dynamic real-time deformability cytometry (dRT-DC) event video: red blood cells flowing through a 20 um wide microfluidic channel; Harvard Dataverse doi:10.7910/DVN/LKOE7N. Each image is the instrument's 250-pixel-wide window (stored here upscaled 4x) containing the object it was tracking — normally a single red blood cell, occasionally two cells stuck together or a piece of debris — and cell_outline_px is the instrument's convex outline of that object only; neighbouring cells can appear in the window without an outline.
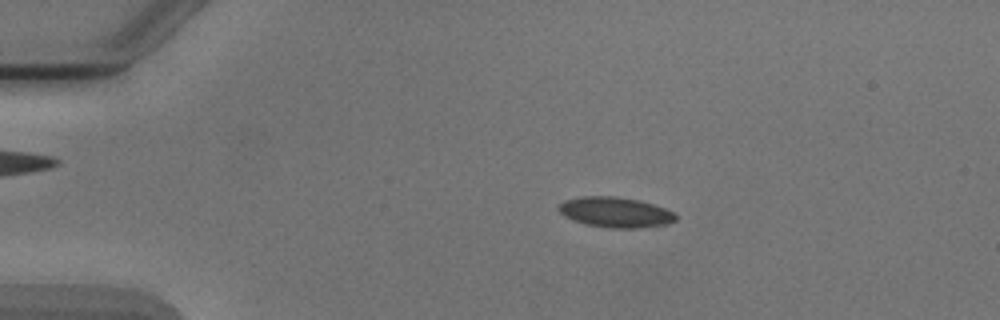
{"species": "Egyptian fruit bat (a non-hibernating species)", "species_latin": "Rousettus aegyptiacus", "temperature_condition": "cold", "stored_images_in_passage": 40, "camera_frame_rate_fps": 3000, "um_per_image_px": 0.085, "animal": {"sex": "male"}, "frame": {"image": 1, "passage_image": 10, "time_ms": 3.0, "image_size_px": [1000, 320], "cell_outline_px": [[676, 220], [668, 224], [636, 228], [608, 228], [584, 224], [572, 220], [564, 216], [556, 208], [564, 200], [580, 196], [616, 196], [640, 200], [664, 208], [672, 212], [676, 216]], "centroid_in_image_um": [52.26, 18.04], "position_along_channel_um": 32.7, "area_um2": 20.81}}
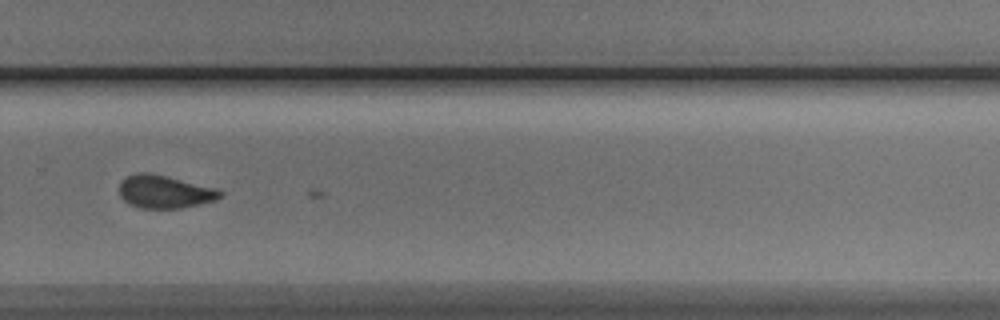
{"frame": {"image": 2, "passage_image": 36, "time_ms": 11.667, "image_size_px": [1000, 320], "cell_outline_px": [[224, 196], [216, 200], [200, 204], [180, 208], [140, 208], [128, 204], [120, 196], [120, 180], [136, 172], [152, 172], [216, 188], [224, 192]], "centroid_in_image_um": [14.0, 16.29], "position_along_channel_um": 315.8, "area_um2": 19.65}}
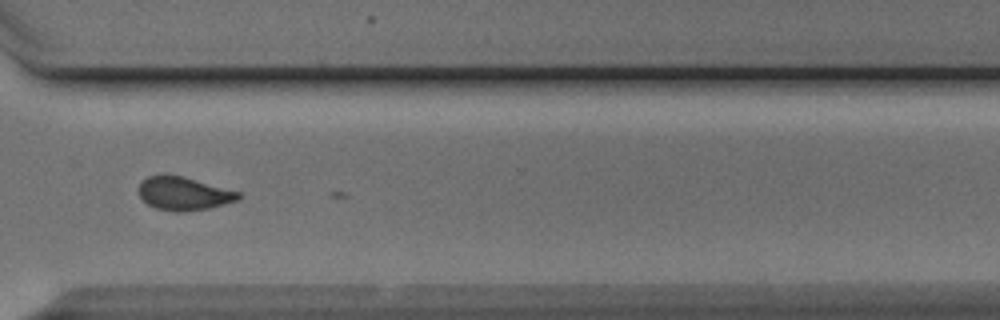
{"frame": {"image": 3, "passage_image": 39, "time_ms": 12.667, "image_size_px": [1000, 320], "cell_outline_px": [[240, 196], [236, 200], [224, 204], [208, 208], [184, 212], [176, 212], [156, 208], [148, 204], [140, 196], [140, 184], [148, 176], [184, 176], [240, 192]], "centroid_in_image_um": [15.64, 16.47], "position_along_channel_um": 355.0, "area_um2": 18.9}}